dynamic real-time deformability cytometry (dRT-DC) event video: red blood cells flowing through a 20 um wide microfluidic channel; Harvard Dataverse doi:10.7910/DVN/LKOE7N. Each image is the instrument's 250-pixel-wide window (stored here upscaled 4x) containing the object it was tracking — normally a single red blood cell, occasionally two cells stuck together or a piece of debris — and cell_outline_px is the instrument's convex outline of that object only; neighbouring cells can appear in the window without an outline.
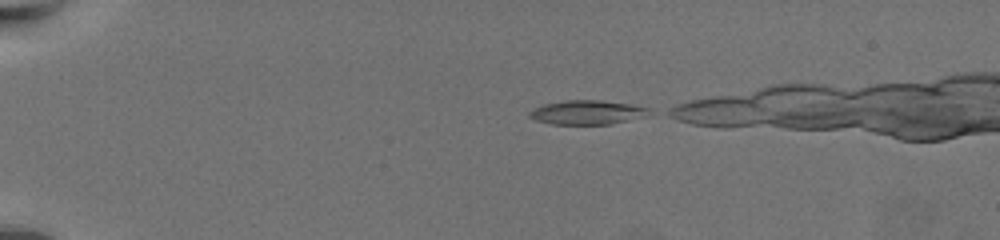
{"species": "common noctule bat (a hibernating species)", "species_latin": "Nyctalus noctula", "temperature_condition": "warm", "stored_images_in_passage": 42, "camera_frame_rate_fps": 3000, "um_per_image_px": 0.085, "animal": {"sex": "female", "body_mass_g": 19.5, "forearm_length_mm": 54.1}, "frame": {"image": 1, "passage_image": 1, "time_ms": 0.0, "image_size_px": [1000, 240], "cell_outline_px": [[648, 112], [612, 124], [552, 124], [536, 120], [528, 116], [528, 112], [544, 104], [568, 100], [600, 100], [628, 104], [648, 108]], "centroid_in_image_um": [49.77, 9.55], "position_along_channel_um": 35.2, "area_um2": 16.13}}
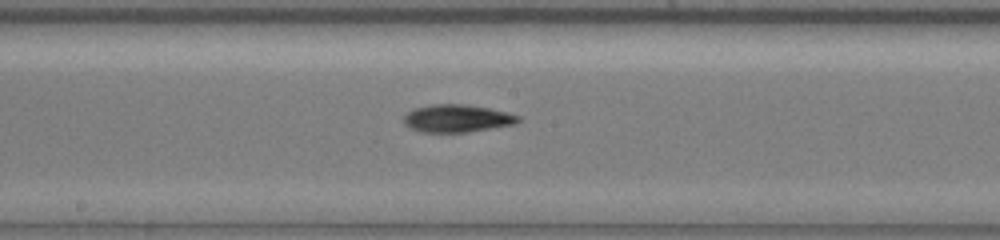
{"frame": {"image": 2, "passage_image": 23, "time_ms": 7.333, "image_size_px": [1000, 240], "cell_outline_px": [[520, 120], [516, 124], [468, 132], [420, 132], [404, 124], [404, 116], [408, 112], [416, 108], [432, 104], [460, 104], [488, 108], [520, 116]], "centroid_in_image_um": [38.85, 10.07], "position_along_channel_um": 209.4, "area_um2": 18.21}}
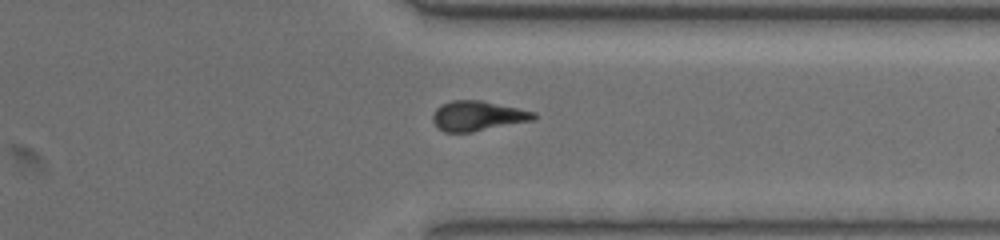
{"frame": {"image": 3, "passage_image": 37, "time_ms": 12.0, "image_size_px": [1000, 240], "cell_outline_px": [[536, 120], [472, 132], [444, 132], [436, 128], [432, 120], [432, 116], [436, 108], [440, 104], [452, 100], [480, 100], [536, 112]], "centroid_in_image_um": [40.58, 9.86], "position_along_channel_um": 370.8, "area_um2": 17.8}}